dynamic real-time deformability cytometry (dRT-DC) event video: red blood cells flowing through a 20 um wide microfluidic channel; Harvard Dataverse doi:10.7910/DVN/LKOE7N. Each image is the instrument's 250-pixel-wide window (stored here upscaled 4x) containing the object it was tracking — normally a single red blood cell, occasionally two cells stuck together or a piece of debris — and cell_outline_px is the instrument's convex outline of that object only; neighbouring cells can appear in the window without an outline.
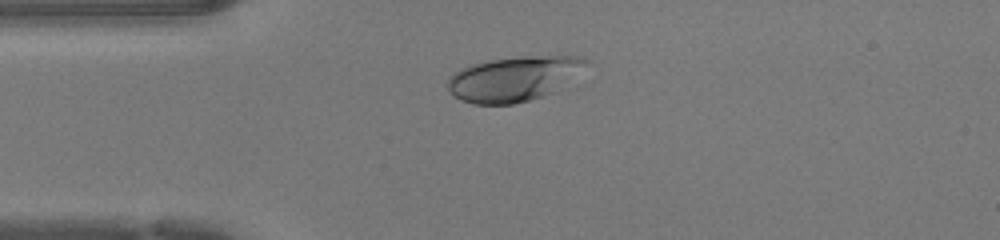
{"species": "human", "species_latin": "Homo sapiens", "temperature_condition": "warm", "stored_images_in_passage": 37, "camera_frame_rate_fps": 3000, "um_per_image_px": 0.085, "donor": {"sex": "female"}, "frame": {"image": 1, "passage_image": 1, "time_ms": 0.0, "image_size_px": [1000, 240], "cell_outline_px": [[592, 60], [552, 92], [544, 96], [512, 104], [472, 104], [460, 100], [448, 88], [448, 76], [460, 68], [472, 64], [488, 60], [528, 56], [580, 56]], "centroid_in_image_um": [43.61, 6.68], "position_along_channel_um": 41.4, "area_um2": 35.6}}
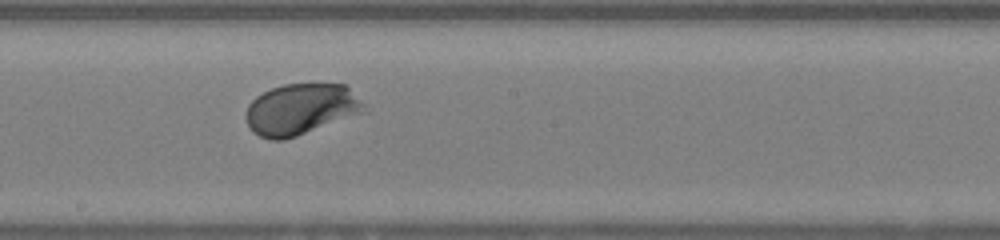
{"frame": {"image": 2, "passage_image": 15, "time_ms": 4.667, "image_size_px": [1000, 240], "cell_outline_px": [[368, 112], [284, 140], [272, 140], [260, 136], [252, 132], [244, 116], [248, 104], [256, 96], [272, 88], [284, 84], [344, 84], [364, 104]], "centroid_in_image_um": [25.56, 9.3], "position_along_channel_um": 222.6, "area_um2": 35.32}}
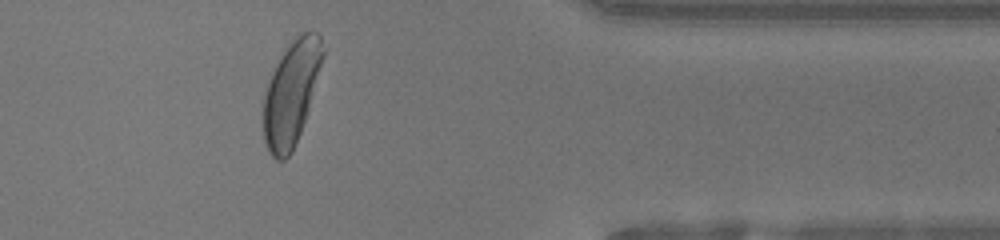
{"frame": {"image": 3, "passage_image": 28, "time_ms": 9.0, "image_size_px": [1000, 240], "cell_outline_px": [[324, 56], [304, 120], [300, 132], [292, 152], [284, 160], [276, 160], [268, 152], [264, 144], [264, 92], [272, 72], [276, 64], [292, 40], [296, 36], [304, 32], [316, 32], [320, 36], [324, 52]], "centroid_in_image_um": [24.73, 7.93], "position_along_channel_um": 386.7, "area_um2": 35.32}, "authors_computed_cell_mechanics": {"area_um2": 34.7956, "velocity_mm_per_s": 4.2928, "shape_relaxation_time_tau1_ms": 1.9359, "shape_relaxation_time_tau2_ms": null, "deformation_change_tau1": 0.153, "deformation_change_tau2": null}}